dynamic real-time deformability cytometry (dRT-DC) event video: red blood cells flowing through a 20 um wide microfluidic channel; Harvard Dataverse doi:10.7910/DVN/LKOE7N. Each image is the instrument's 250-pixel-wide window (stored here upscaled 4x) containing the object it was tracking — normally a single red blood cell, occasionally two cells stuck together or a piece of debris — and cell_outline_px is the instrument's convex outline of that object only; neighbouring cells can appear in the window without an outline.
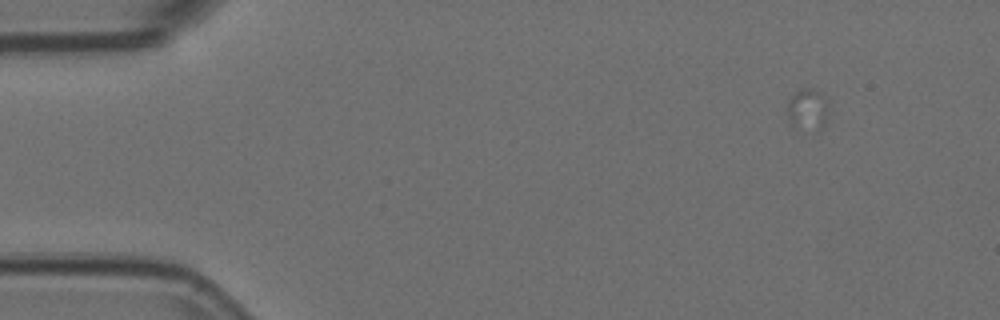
{"species": "Egyptian fruit bat (a non-hibernating species)", "species_latin": "Rousettus aegyptiacus", "temperature_condition": "room temperature", "stored_images_in_passage": 4, "camera_frame_rate_fps": 3000, "um_per_image_px": 0.085, "animal": {"sex": "female"}, "frame": {"image": 1, "passage_image": 3, "time_ms": 0.667, "image_size_px": [1000, 320], "cell_outline_px": [[832, 112], [820, 128], [816, 132], [796, 128], [792, 124], [788, 116], [788, 100], [800, 88], [816, 88], [828, 100]], "centroid_in_image_um": [68.73, 9.3], "position_along_channel_um": 16.3, "area_um2": 10.52}}